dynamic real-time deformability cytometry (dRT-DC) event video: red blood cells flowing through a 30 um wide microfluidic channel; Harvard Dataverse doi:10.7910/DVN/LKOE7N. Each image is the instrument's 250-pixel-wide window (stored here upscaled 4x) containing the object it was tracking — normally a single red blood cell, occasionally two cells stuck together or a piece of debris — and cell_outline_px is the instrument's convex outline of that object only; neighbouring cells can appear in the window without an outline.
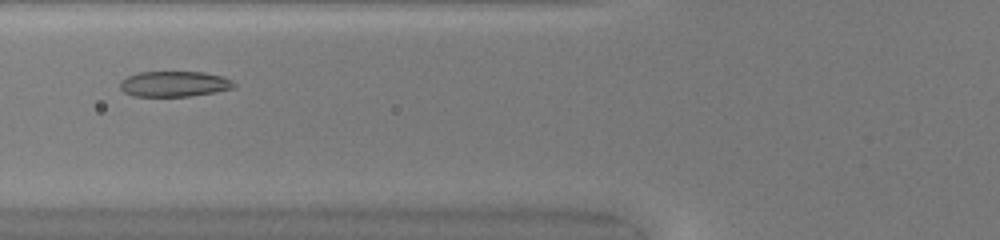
{"species": "common noctule bat (a hibernating species)", "species_latin": "Nyctalus noctula", "temperature_condition": "warm", "stored_images_in_passage": 38, "camera_frame_rate_fps": 3000, "um_per_image_px": 0.085, "animal": {"sex": "female", "body_mass_g": 20.0, "forearm_length_mm": 54.0}, "frame": {"image": 1, "passage_image": 9, "time_ms": 2.667, "image_size_px": [1000, 240], "cell_outline_px": [[236, 88], [188, 96], [132, 96], [124, 92], [120, 88], [120, 80], [128, 76], [140, 72], [204, 72], [220, 76], [232, 80], [236, 84]], "centroid_in_image_um": [14.8, 7.13], "position_along_channel_um": 111.0, "area_um2": 16.88}}
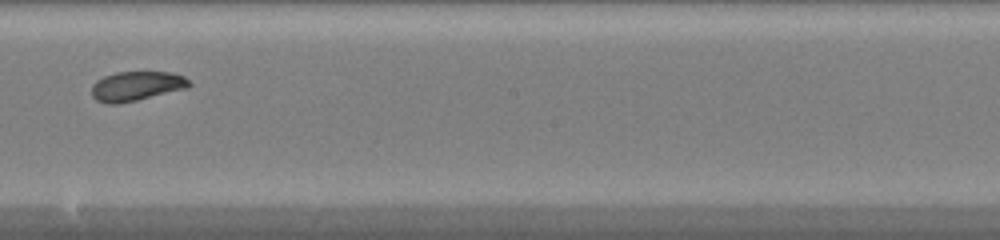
{"frame": {"image": 2, "passage_image": 18, "time_ms": 5.667, "image_size_px": [1000, 240], "cell_outline_px": [[192, 84], [188, 88], [136, 100], [116, 104], [108, 104], [96, 100], [92, 96], [92, 84], [96, 80], [104, 76], [116, 72], [172, 72], [184, 76]], "centroid_in_image_um": [11.59, 7.31], "position_along_channel_um": 236.6, "area_um2": 16.76}}
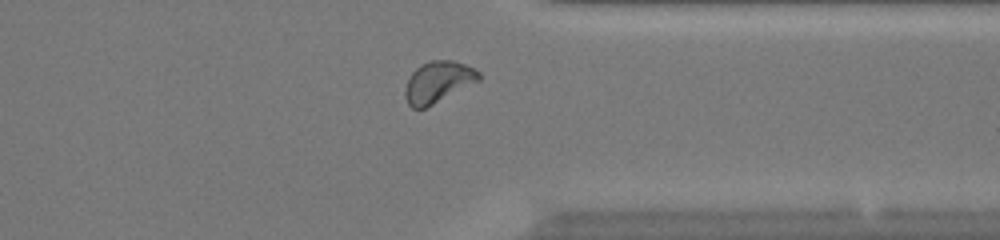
{"frame": {"image": 3, "passage_image": 28, "time_ms": 9.0, "image_size_px": [1000, 240], "cell_outline_px": [[480, 80], [424, 108], [412, 108], [408, 104], [404, 96], [404, 88], [412, 72], [420, 64], [428, 60], [452, 60], [464, 64], [480, 72]], "centroid_in_image_um": [37.2, 6.95], "position_along_channel_um": 374.2, "area_um2": 17.57}, "authors_computed_cell_mechanics": {"area_um2": 17.3111, "velocity_mm_per_s": 4.1938, "shape_relaxation_time_tau1_ms": 3.1945, "shape_relaxation_time_tau2_ms": 5.3628, "deformation_change_tau1": 0.1196, "deformation_change_tau2": 0.097}}